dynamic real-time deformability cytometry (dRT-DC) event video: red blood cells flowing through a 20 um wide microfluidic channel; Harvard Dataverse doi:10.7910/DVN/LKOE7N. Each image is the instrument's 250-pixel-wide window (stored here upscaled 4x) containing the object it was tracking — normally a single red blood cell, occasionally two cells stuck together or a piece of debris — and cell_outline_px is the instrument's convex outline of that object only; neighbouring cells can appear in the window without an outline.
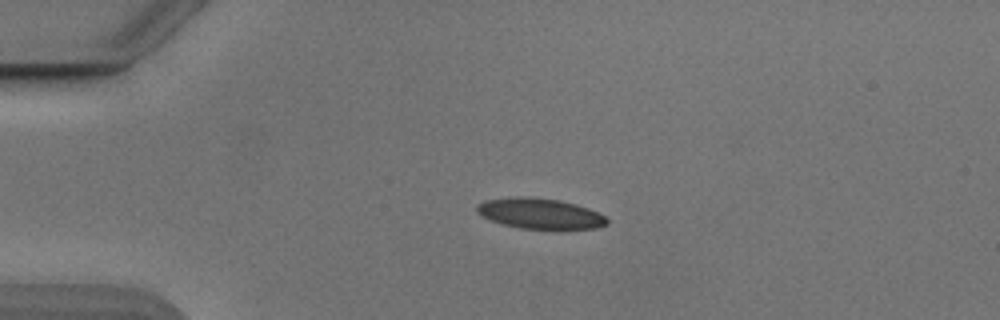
{"species": "Egyptian fruit bat (a non-hibernating species)", "species_latin": "Rousettus aegyptiacus", "temperature_condition": "cold", "stored_images_in_passage": 42, "camera_frame_rate_fps": 3000, "um_per_image_px": 0.085, "animal": {"sex": "male"}, "frame": {"image": 1, "passage_image": 1, "time_ms": 0.0, "image_size_px": [1000, 320], "cell_outline_px": [[608, 224], [596, 228], [560, 232], [556, 232], [520, 228], [504, 224], [492, 220], [476, 212], [476, 204], [484, 200], [556, 200], [576, 204], [588, 208], [604, 216], [608, 220]], "centroid_in_image_um": [46.03, 18.27], "position_along_channel_um": 39.0, "area_um2": 22.72}}
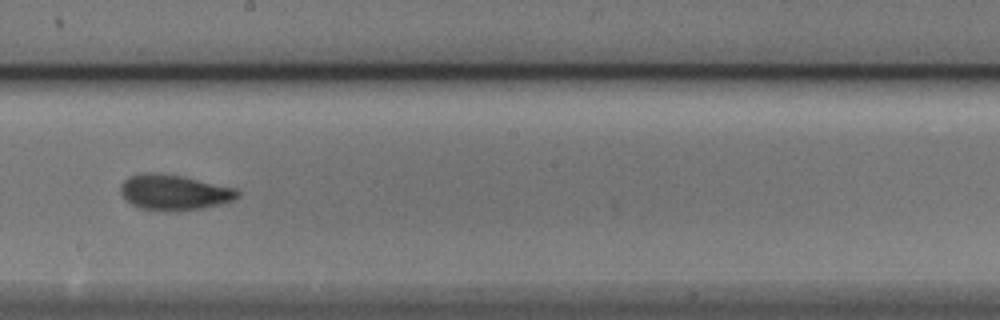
{"frame": {"image": 2, "passage_image": 19, "time_ms": 6.0, "image_size_px": [1000, 320], "cell_outline_px": [[240, 196], [224, 204], [204, 208], [168, 212], [164, 212], [140, 208], [132, 204], [120, 192], [120, 184], [128, 176], [140, 172], [156, 172], [184, 176], [236, 188], [240, 192]], "centroid_in_image_um": [14.81, 16.34], "position_along_channel_um": 233.4, "area_um2": 24.68}}
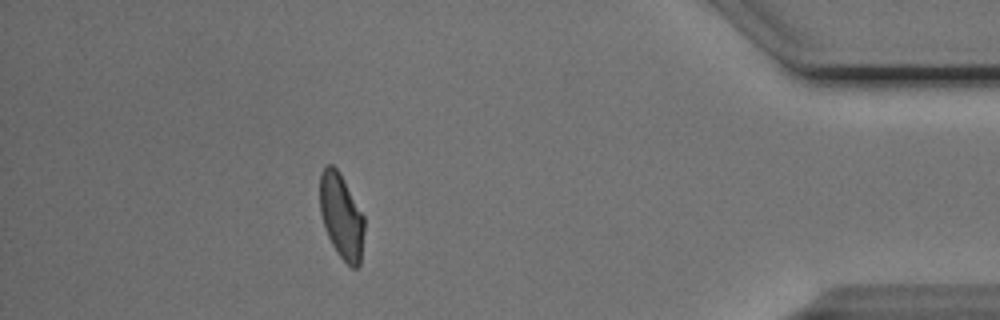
{"frame": {"image": 3, "passage_image": 36, "time_ms": 11.667, "image_size_px": [1000, 320], "cell_outline_px": [[364, 232], [360, 264], [356, 268], [352, 268], [336, 252], [324, 228], [320, 212], [320, 172], [328, 164], [332, 164], [340, 172], [364, 216]], "centroid_in_image_um": [29.01, 18.37], "position_along_channel_um": 406.2, "area_um2": 22.02}, "authors_computed_cell_mechanics": {"area_um2": 23.0333, "velocity_mm_per_s": 3.8605, "shape_relaxation_time_tau1_ms": 3.6579, "shape_relaxation_time_tau2_ms": 1.5379, "deformation_change_tau1": 0.1467, "deformation_change_tau2": 0.0737}}